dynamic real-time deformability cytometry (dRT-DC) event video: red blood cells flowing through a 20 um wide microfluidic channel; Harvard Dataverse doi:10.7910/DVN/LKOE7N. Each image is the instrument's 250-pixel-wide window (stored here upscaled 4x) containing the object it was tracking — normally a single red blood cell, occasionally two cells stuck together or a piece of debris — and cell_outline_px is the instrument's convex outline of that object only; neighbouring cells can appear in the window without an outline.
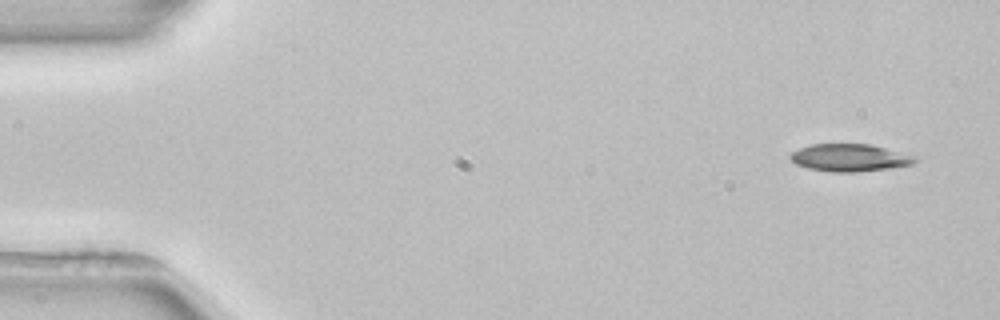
{"species": "common noctule bat (a hibernating species)", "species_latin": "Nyctalus noctula", "temperature_condition": "room temperature", "stored_images_in_passage": 4, "camera_frame_rate_fps": 3000, "um_per_image_px": 0.085, "animal": {"sex": "female", "body_mass_g": 22.7, "forearm_length_mm": 54.2}, "frame": {"image": 1, "passage_image": 1, "time_ms": 0.0, "image_size_px": [1000, 320], "cell_outline_px": [[920, 160], [912, 164], [888, 168], [860, 172], [828, 172], [808, 168], [796, 164], [788, 156], [792, 152], [800, 148], [812, 144], [872, 144], [916, 156]], "centroid_in_image_um": [72.24, 13.41], "position_along_channel_um": 12.8, "area_um2": 20.06}}
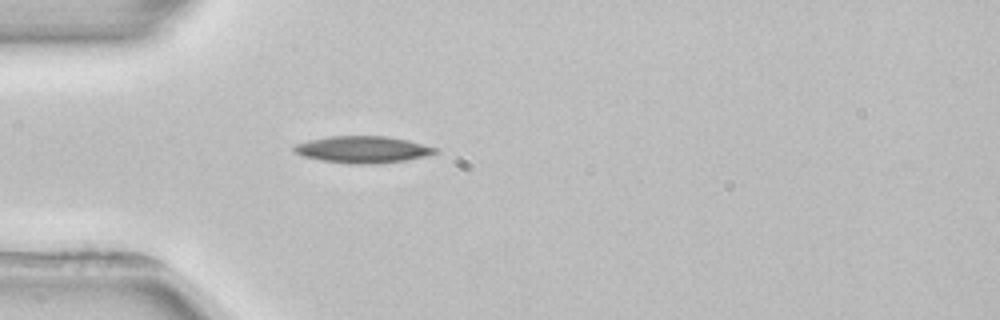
{"frame": {"image": 2, "passage_image": 4, "time_ms": 4.0, "image_size_px": [1000, 320], "cell_outline_px": [[436, 152], [424, 156], [404, 160], [376, 164], [348, 164], [320, 160], [304, 156], [296, 152], [292, 148], [296, 144], [308, 140], [328, 136], [388, 136], [408, 140], [436, 148]], "centroid_in_image_um": [30.79, 12.7], "position_along_channel_um": 54.2, "area_um2": 21.91}}